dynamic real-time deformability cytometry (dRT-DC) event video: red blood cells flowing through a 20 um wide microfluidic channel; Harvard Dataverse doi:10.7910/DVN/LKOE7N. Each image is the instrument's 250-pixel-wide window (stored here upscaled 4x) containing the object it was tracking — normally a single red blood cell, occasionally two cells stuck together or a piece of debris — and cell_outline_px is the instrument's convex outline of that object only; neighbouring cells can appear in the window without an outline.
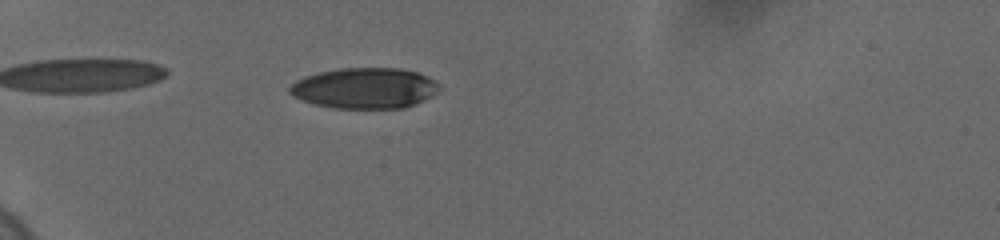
{"species": "human", "species_latin": "Homo sapiens", "temperature_condition": "cold", "stored_images_in_passage": 42, "camera_frame_rate_fps": 3000, "um_per_image_px": 0.085, "donor": {"sex": "female"}, "frame": {"image": 1, "passage_image": 3, "time_ms": 0.667, "image_size_px": [1000, 240], "cell_outline_px": [[440, 88], [432, 96], [424, 100], [404, 108], [332, 108], [316, 104], [292, 96], [288, 92], [288, 88], [296, 80], [304, 76], [320, 72], [340, 68], [400, 68], [416, 72], [428, 76], [436, 80]], "centroid_in_image_um": [31.01, 7.49], "position_along_channel_um": 54.0, "area_um2": 35.55}}
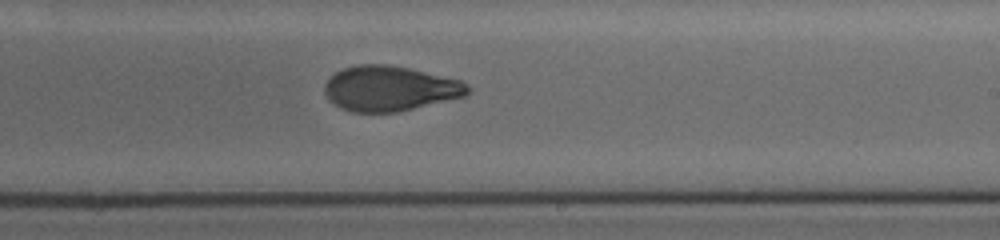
{"frame": {"image": 2, "passage_image": 22, "time_ms": 7.0, "image_size_px": [1000, 240], "cell_outline_px": [[472, 88], [464, 96], [396, 112], [352, 112], [340, 108], [328, 100], [324, 92], [324, 84], [336, 72], [344, 68], [360, 64], [388, 64], [408, 68], [460, 80], [468, 84]], "centroid_in_image_um": [33.1, 7.52], "position_along_channel_um": 255.9, "area_um2": 37.4}}
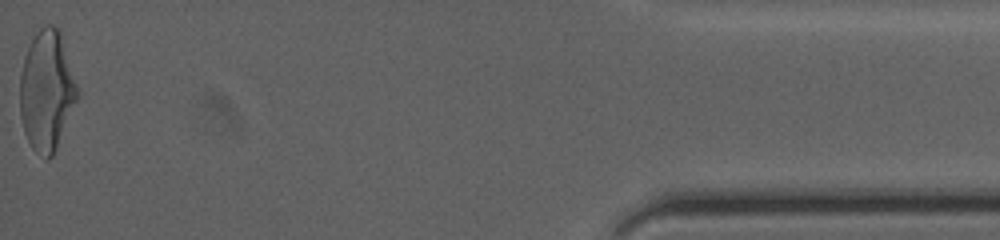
{"frame": {"image": 3, "passage_image": 42, "time_ms": 13.667, "image_size_px": [1000, 240], "cell_outline_px": [[80, 92], [56, 148], [52, 156], [48, 160], [36, 152], [32, 148], [24, 132], [20, 116], [20, 76], [24, 56], [36, 32], [44, 24], [52, 24], [60, 28]], "centroid_in_image_um": [3.98, 7.66], "position_along_channel_um": 431.2, "area_um2": 40.4}, "authors_computed_cell_mechanics": {"area_um2": 38.7838, "velocity_mm_per_s": 3.6814, "shape_relaxation_time_tau1_ms": 4.8524, "shape_relaxation_time_tau2_ms": 1.7583, "deformation_change_tau1": 0.1978, "deformation_change_tau2": 0.072}}